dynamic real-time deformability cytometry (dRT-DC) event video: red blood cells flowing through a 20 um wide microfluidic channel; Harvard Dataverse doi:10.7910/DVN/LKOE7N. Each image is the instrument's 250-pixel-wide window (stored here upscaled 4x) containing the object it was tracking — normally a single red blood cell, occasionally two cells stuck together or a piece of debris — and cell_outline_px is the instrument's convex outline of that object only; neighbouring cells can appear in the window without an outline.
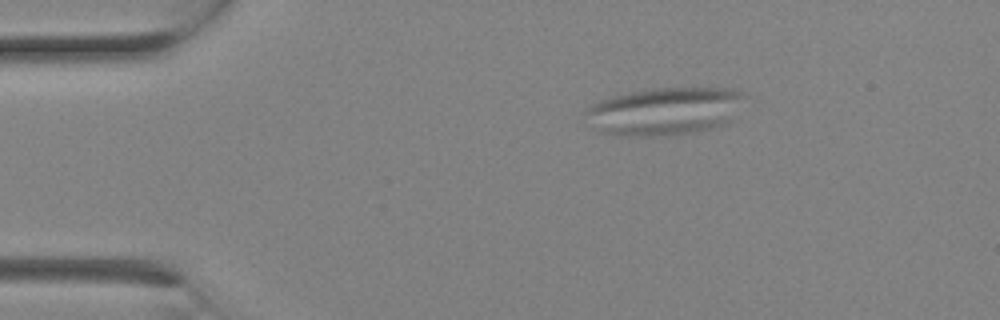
{"species": "Egyptian fruit bat (a non-hibernating species)", "species_latin": "Rousettus aegyptiacus", "temperature_condition": "room temperature", "stored_images_in_passage": 2, "camera_frame_rate_fps": 3000, "um_per_image_px": 0.085, "animal": {"sex": "female"}, "frame": {"image": 1, "passage_image": 2, "time_ms": 0.333, "image_size_px": [1000, 320], "cell_outline_px": [[748, 96], [728, 120], [720, 128], [696, 132], [664, 136], [620, 136], [604, 132], [584, 112], [592, 104], [600, 100], [612, 96], [652, 88], [736, 88], [744, 92]], "centroid_in_image_um": [56.6, 9.44], "position_along_channel_um": 28.4, "area_um2": 44.1}}